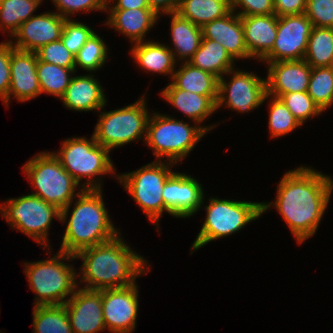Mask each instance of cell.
Returning <instances> with one entry per match:
<instances>
[{
  "label": "cell",
  "instance_id": "obj_37",
  "mask_svg": "<svg viewBox=\"0 0 333 333\" xmlns=\"http://www.w3.org/2000/svg\"><path fill=\"white\" fill-rule=\"evenodd\" d=\"M280 99L301 125L308 118L323 112L307 92L283 94Z\"/></svg>",
  "mask_w": 333,
  "mask_h": 333
},
{
  "label": "cell",
  "instance_id": "obj_20",
  "mask_svg": "<svg viewBox=\"0 0 333 333\" xmlns=\"http://www.w3.org/2000/svg\"><path fill=\"white\" fill-rule=\"evenodd\" d=\"M201 28L203 38L219 42L234 61L251 58L245 44L241 17L233 10Z\"/></svg>",
  "mask_w": 333,
  "mask_h": 333
},
{
  "label": "cell",
  "instance_id": "obj_31",
  "mask_svg": "<svg viewBox=\"0 0 333 333\" xmlns=\"http://www.w3.org/2000/svg\"><path fill=\"white\" fill-rule=\"evenodd\" d=\"M332 56L333 28L313 26L304 60L311 67H328Z\"/></svg>",
  "mask_w": 333,
  "mask_h": 333
},
{
  "label": "cell",
  "instance_id": "obj_15",
  "mask_svg": "<svg viewBox=\"0 0 333 333\" xmlns=\"http://www.w3.org/2000/svg\"><path fill=\"white\" fill-rule=\"evenodd\" d=\"M162 196L164 211L170 215L189 218L204 203L201 184L190 175L174 172L165 182Z\"/></svg>",
  "mask_w": 333,
  "mask_h": 333
},
{
  "label": "cell",
  "instance_id": "obj_38",
  "mask_svg": "<svg viewBox=\"0 0 333 333\" xmlns=\"http://www.w3.org/2000/svg\"><path fill=\"white\" fill-rule=\"evenodd\" d=\"M94 32L86 24L66 19L60 39L75 56Z\"/></svg>",
  "mask_w": 333,
  "mask_h": 333
},
{
  "label": "cell",
  "instance_id": "obj_10",
  "mask_svg": "<svg viewBox=\"0 0 333 333\" xmlns=\"http://www.w3.org/2000/svg\"><path fill=\"white\" fill-rule=\"evenodd\" d=\"M156 160L139 170L118 175V181L125 187L129 195L145 212L146 216L157 226L164 211L162 196L166 180L174 173L169 169L172 162L164 163ZM169 163V164H168Z\"/></svg>",
  "mask_w": 333,
  "mask_h": 333
},
{
  "label": "cell",
  "instance_id": "obj_7",
  "mask_svg": "<svg viewBox=\"0 0 333 333\" xmlns=\"http://www.w3.org/2000/svg\"><path fill=\"white\" fill-rule=\"evenodd\" d=\"M91 138H69L62 143L61 150L53 154L78 184L82 178H88L82 189H101L100 181H95L96 175L114 173L115 168L110 150L97 143L93 135Z\"/></svg>",
  "mask_w": 333,
  "mask_h": 333
},
{
  "label": "cell",
  "instance_id": "obj_32",
  "mask_svg": "<svg viewBox=\"0 0 333 333\" xmlns=\"http://www.w3.org/2000/svg\"><path fill=\"white\" fill-rule=\"evenodd\" d=\"M75 68H64L37 59V76L42 93H48L61 98L70 84Z\"/></svg>",
  "mask_w": 333,
  "mask_h": 333
},
{
  "label": "cell",
  "instance_id": "obj_13",
  "mask_svg": "<svg viewBox=\"0 0 333 333\" xmlns=\"http://www.w3.org/2000/svg\"><path fill=\"white\" fill-rule=\"evenodd\" d=\"M313 28L305 13L277 17V36L266 62L303 60Z\"/></svg>",
  "mask_w": 333,
  "mask_h": 333
},
{
  "label": "cell",
  "instance_id": "obj_34",
  "mask_svg": "<svg viewBox=\"0 0 333 333\" xmlns=\"http://www.w3.org/2000/svg\"><path fill=\"white\" fill-rule=\"evenodd\" d=\"M307 93L325 111L333 104V71L329 67H311Z\"/></svg>",
  "mask_w": 333,
  "mask_h": 333
},
{
  "label": "cell",
  "instance_id": "obj_47",
  "mask_svg": "<svg viewBox=\"0 0 333 333\" xmlns=\"http://www.w3.org/2000/svg\"><path fill=\"white\" fill-rule=\"evenodd\" d=\"M328 67L333 71V56Z\"/></svg>",
  "mask_w": 333,
  "mask_h": 333
},
{
  "label": "cell",
  "instance_id": "obj_42",
  "mask_svg": "<svg viewBox=\"0 0 333 333\" xmlns=\"http://www.w3.org/2000/svg\"><path fill=\"white\" fill-rule=\"evenodd\" d=\"M240 6L242 11L237 13L239 16L275 14L274 0H231V8L234 12Z\"/></svg>",
  "mask_w": 333,
  "mask_h": 333
},
{
  "label": "cell",
  "instance_id": "obj_28",
  "mask_svg": "<svg viewBox=\"0 0 333 333\" xmlns=\"http://www.w3.org/2000/svg\"><path fill=\"white\" fill-rule=\"evenodd\" d=\"M195 67L213 74L220 79L232 70L234 60L227 53L223 45L217 41L202 38L200 47L188 61Z\"/></svg>",
  "mask_w": 333,
  "mask_h": 333
},
{
  "label": "cell",
  "instance_id": "obj_44",
  "mask_svg": "<svg viewBox=\"0 0 333 333\" xmlns=\"http://www.w3.org/2000/svg\"><path fill=\"white\" fill-rule=\"evenodd\" d=\"M307 0H274L277 17L305 13Z\"/></svg>",
  "mask_w": 333,
  "mask_h": 333
},
{
  "label": "cell",
  "instance_id": "obj_30",
  "mask_svg": "<svg viewBox=\"0 0 333 333\" xmlns=\"http://www.w3.org/2000/svg\"><path fill=\"white\" fill-rule=\"evenodd\" d=\"M34 333H73L65 305H39L33 308Z\"/></svg>",
  "mask_w": 333,
  "mask_h": 333
},
{
  "label": "cell",
  "instance_id": "obj_24",
  "mask_svg": "<svg viewBox=\"0 0 333 333\" xmlns=\"http://www.w3.org/2000/svg\"><path fill=\"white\" fill-rule=\"evenodd\" d=\"M160 95L196 124L201 123L216 111V103L209 96L178 89L172 83L165 87Z\"/></svg>",
  "mask_w": 333,
  "mask_h": 333
},
{
  "label": "cell",
  "instance_id": "obj_33",
  "mask_svg": "<svg viewBox=\"0 0 333 333\" xmlns=\"http://www.w3.org/2000/svg\"><path fill=\"white\" fill-rule=\"evenodd\" d=\"M42 0H2L0 5V29L13 34L20 25L31 18Z\"/></svg>",
  "mask_w": 333,
  "mask_h": 333
},
{
  "label": "cell",
  "instance_id": "obj_19",
  "mask_svg": "<svg viewBox=\"0 0 333 333\" xmlns=\"http://www.w3.org/2000/svg\"><path fill=\"white\" fill-rule=\"evenodd\" d=\"M36 52L15 49L10 59V88L8 96L3 100L9 105L12 95L20 102L28 101L41 94L37 76Z\"/></svg>",
  "mask_w": 333,
  "mask_h": 333
},
{
  "label": "cell",
  "instance_id": "obj_22",
  "mask_svg": "<svg viewBox=\"0 0 333 333\" xmlns=\"http://www.w3.org/2000/svg\"><path fill=\"white\" fill-rule=\"evenodd\" d=\"M103 88L92 75L75 76L60 98L65 107L76 111L102 110L106 105Z\"/></svg>",
  "mask_w": 333,
  "mask_h": 333
},
{
  "label": "cell",
  "instance_id": "obj_41",
  "mask_svg": "<svg viewBox=\"0 0 333 333\" xmlns=\"http://www.w3.org/2000/svg\"><path fill=\"white\" fill-rule=\"evenodd\" d=\"M57 7L58 14L66 19H70V14L79 11L105 10L106 0H52Z\"/></svg>",
  "mask_w": 333,
  "mask_h": 333
},
{
  "label": "cell",
  "instance_id": "obj_35",
  "mask_svg": "<svg viewBox=\"0 0 333 333\" xmlns=\"http://www.w3.org/2000/svg\"><path fill=\"white\" fill-rule=\"evenodd\" d=\"M106 46L103 39L94 32L74 56L75 71L77 66L87 70V72L100 69L108 56Z\"/></svg>",
  "mask_w": 333,
  "mask_h": 333
},
{
  "label": "cell",
  "instance_id": "obj_5",
  "mask_svg": "<svg viewBox=\"0 0 333 333\" xmlns=\"http://www.w3.org/2000/svg\"><path fill=\"white\" fill-rule=\"evenodd\" d=\"M65 259H76L75 255L59 251L48 260L25 263V275L29 286L35 292V306L64 305L68 300L65 297L74 294L77 283V272L72 266L61 262Z\"/></svg>",
  "mask_w": 333,
  "mask_h": 333
},
{
  "label": "cell",
  "instance_id": "obj_29",
  "mask_svg": "<svg viewBox=\"0 0 333 333\" xmlns=\"http://www.w3.org/2000/svg\"><path fill=\"white\" fill-rule=\"evenodd\" d=\"M232 11L231 0H180L176 13L198 27Z\"/></svg>",
  "mask_w": 333,
  "mask_h": 333
},
{
  "label": "cell",
  "instance_id": "obj_9",
  "mask_svg": "<svg viewBox=\"0 0 333 333\" xmlns=\"http://www.w3.org/2000/svg\"><path fill=\"white\" fill-rule=\"evenodd\" d=\"M145 97L126 107L105 111L95 126L93 136L97 143L112 150L115 147L146 138V126L149 113Z\"/></svg>",
  "mask_w": 333,
  "mask_h": 333
},
{
  "label": "cell",
  "instance_id": "obj_12",
  "mask_svg": "<svg viewBox=\"0 0 333 333\" xmlns=\"http://www.w3.org/2000/svg\"><path fill=\"white\" fill-rule=\"evenodd\" d=\"M230 70L227 73L232 74L230 82L222 76L218 79V99L216 110L226 105L228 108L248 112L261 105L269 95L267 94L266 79L256 76V74Z\"/></svg>",
  "mask_w": 333,
  "mask_h": 333
},
{
  "label": "cell",
  "instance_id": "obj_3",
  "mask_svg": "<svg viewBox=\"0 0 333 333\" xmlns=\"http://www.w3.org/2000/svg\"><path fill=\"white\" fill-rule=\"evenodd\" d=\"M77 197L59 249L72 255L119 235L104 206L101 189H80Z\"/></svg>",
  "mask_w": 333,
  "mask_h": 333
},
{
  "label": "cell",
  "instance_id": "obj_43",
  "mask_svg": "<svg viewBox=\"0 0 333 333\" xmlns=\"http://www.w3.org/2000/svg\"><path fill=\"white\" fill-rule=\"evenodd\" d=\"M15 50L11 40L0 44V98L3 101L9 93L10 88V59Z\"/></svg>",
  "mask_w": 333,
  "mask_h": 333
},
{
  "label": "cell",
  "instance_id": "obj_36",
  "mask_svg": "<svg viewBox=\"0 0 333 333\" xmlns=\"http://www.w3.org/2000/svg\"><path fill=\"white\" fill-rule=\"evenodd\" d=\"M271 97L268 123L272 138L287 135L301 126L280 98Z\"/></svg>",
  "mask_w": 333,
  "mask_h": 333
},
{
  "label": "cell",
  "instance_id": "obj_17",
  "mask_svg": "<svg viewBox=\"0 0 333 333\" xmlns=\"http://www.w3.org/2000/svg\"><path fill=\"white\" fill-rule=\"evenodd\" d=\"M66 18L57 12L34 15L13 34L12 46L21 51L35 52L41 46L60 40Z\"/></svg>",
  "mask_w": 333,
  "mask_h": 333
},
{
  "label": "cell",
  "instance_id": "obj_21",
  "mask_svg": "<svg viewBox=\"0 0 333 333\" xmlns=\"http://www.w3.org/2000/svg\"><path fill=\"white\" fill-rule=\"evenodd\" d=\"M249 56L262 59L272 50L277 36V16H240Z\"/></svg>",
  "mask_w": 333,
  "mask_h": 333
},
{
  "label": "cell",
  "instance_id": "obj_45",
  "mask_svg": "<svg viewBox=\"0 0 333 333\" xmlns=\"http://www.w3.org/2000/svg\"><path fill=\"white\" fill-rule=\"evenodd\" d=\"M150 8H152L158 15L176 12L180 0H147ZM162 11V12H161Z\"/></svg>",
  "mask_w": 333,
  "mask_h": 333
},
{
  "label": "cell",
  "instance_id": "obj_46",
  "mask_svg": "<svg viewBox=\"0 0 333 333\" xmlns=\"http://www.w3.org/2000/svg\"><path fill=\"white\" fill-rule=\"evenodd\" d=\"M115 0H106V8L109 9H141V8H150V5L147 0H118L113 6H109V3Z\"/></svg>",
  "mask_w": 333,
  "mask_h": 333
},
{
  "label": "cell",
  "instance_id": "obj_18",
  "mask_svg": "<svg viewBox=\"0 0 333 333\" xmlns=\"http://www.w3.org/2000/svg\"><path fill=\"white\" fill-rule=\"evenodd\" d=\"M268 63L266 78L267 94L280 98L283 94L307 92L311 66L303 60H288Z\"/></svg>",
  "mask_w": 333,
  "mask_h": 333
},
{
  "label": "cell",
  "instance_id": "obj_16",
  "mask_svg": "<svg viewBox=\"0 0 333 333\" xmlns=\"http://www.w3.org/2000/svg\"><path fill=\"white\" fill-rule=\"evenodd\" d=\"M73 333H98L106 329L102 290L80 288L64 304Z\"/></svg>",
  "mask_w": 333,
  "mask_h": 333
},
{
  "label": "cell",
  "instance_id": "obj_6",
  "mask_svg": "<svg viewBox=\"0 0 333 333\" xmlns=\"http://www.w3.org/2000/svg\"><path fill=\"white\" fill-rule=\"evenodd\" d=\"M212 128L193 127L167 115L153 113L147 121L145 141L158 159L166 157L167 161L177 164Z\"/></svg>",
  "mask_w": 333,
  "mask_h": 333
},
{
  "label": "cell",
  "instance_id": "obj_2",
  "mask_svg": "<svg viewBox=\"0 0 333 333\" xmlns=\"http://www.w3.org/2000/svg\"><path fill=\"white\" fill-rule=\"evenodd\" d=\"M120 235L75 255L83 260L80 282L88 283L83 288L102 290L128 287L135 284L136 277L147 270V261L133 252Z\"/></svg>",
  "mask_w": 333,
  "mask_h": 333
},
{
  "label": "cell",
  "instance_id": "obj_11",
  "mask_svg": "<svg viewBox=\"0 0 333 333\" xmlns=\"http://www.w3.org/2000/svg\"><path fill=\"white\" fill-rule=\"evenodd\" d=\"M14 229L49 247L48 230L54 217L61 218V210L34 194L11 198L0 207V213ZM47 243V244H46Z\"/></svg>",
  "mask_w": 333,
  "mask_h": 333
},
{
  "label": "cell",
  "instance_id": "obj_25",
  "mask_svg": "<svg viewBox=\"0 0 333 333\" xmlns=\"http://www.w3.org/2000/svg\"><path fill=\"white\" fill-rule=\"evenodd\" d=\"M130 53L141 68L173 76L176 61L170 47L165 44L154 41L134 43Z\"/></svg>",
  "mask_w": 333,
  "mask_h": 333
},
{
  "label": "cell",
  "instance_id": "obj_23",
  "mask_svg": "<svg viewBox=\"0 0 333 333\" xmlns=\"http://www.w3.org/2000/svg\"><path fill=\"white\" fill-rule=\"evenodd\" d=\"M109 10L107 25L113 27L132 41L138 43L145 41V35L153 28L159 15L152 8L141 9H105Z\"/></svg>",
  "mask_w": 333,
  "mask_h": 333
},
{
  "label": "cell",
  "instance_id": "obj_14",
  "mask_svg": "<svg viewBox=\"0 0 333 333\" xmlns=\"http://www.w3.org/2000/svg\"><path fill=\"white\" fill-rule=\"evenodd\" d=\"M138 288L133 284L123 288L102 289L103 318L112 333H132L138 316Z\"/></svg>",
  "mask_w": 333,
  "mask_h": 333
},
{
  "label": "cell",
  "instance_id": "obj_26",
  "mask_svg": "<svg viewBox=\"0 0 333 333\" xmlns=\"http://www.w3.org/2000/svg\"><path fill=\"white\" fill-rule=\"evenodd\" d=\"M171 79V83L176 88L209 96L217 103L218 78L213 74L195 67L186 61L181 63V67L174 71Z\"/></svg>",
  "mask_w": 333,
  "mask_h": 333
},
{
  "label": "cell",
  "instance_id": "obj_27",
  "mask_svg": "<svg viewBox=\"0 0 333 333\" xmlns=\"http://www.w3.org/2000/svg\"><path fill=\"white\" fill-rule=\"evenodd\" d=\"M166 15H171L172 18L171 40L175 49L170 48V50L173 53L174 59L176 62V58L180 60L185 59L184 61L188 62L200 47L203 38L202 28L196 26L188 19L181 17L176 12L166 13Z\"/></svg>",
  "mask_w": 333,
  "mask_h": 333
},
{
  "label": "cell",
  "instance_id": "obj_1",
  "mask_svg": "<svg viewBox=\"0 0 333 333\" xmlns=\"http://www.w3.org/2000/svg\"><path fill=\"white\" fill-rule=\"evenodd\" d=\"M273 204L262 203V214L275 206L298 244L315 234L333 190V180L309 167L284 174Z\"/></svg>",
  "mask_w": 333,
  "mask_h": 333
},
{
  "label": "cell",
  "instance_id": "obj_40",
  "mask_svg": "<svg viewBox=\"0 0 333 333\" xmlns=\"http://www.w3.org/2000/svg\"><path fill=\"white\" fill-rule=\"evenodd\" d=\"M305 15L314 27L333 28V0H307Z\"/></svg>",
  "mask_w": 333,
  "mask_h": 333
},
{
  "label": "cell",
  "instance_id": "obj_4",
  "mask_svg": "<svg viewBox=\"0 0 333 333\" xmlns=\"http://www.w3.org/2000/svg\"><path fill=\"white\" fill-rule=\"evenodd\" d=\"M23 170L32 187L37 189L35 193L31 191L32 194L58 207L61 210L60 221L65 223L72 200L79 194H74L79 184L52 152H41L34 156L23 166Z\"/></svg>",
  "mask_w": 333,
  "mask_h": 333
},
{
  "label": "cell",
  "instance_id": "obj_39",
  "mask_svg": "<svg viewBox=\"0 0 333 333\" xmlns=\"http://www.w3.org/2000/svg\"><path fill=\"white\" fill-rule=\"evenodd\" d=\"M36 52L39 61L55 64L64 68H75L74 55L60 40L41 46Z\"/></svg>",
  "mask_w": 333,
  "mask_h": 333
},
{
  "label": "cell",
  "instance_id": "obj_8",
  "mask_svg": "<svg viewBox=\"0 0 333 333\" xmlns=\"http://www.w3.org/2000/svg\"><path fill=\"white\" fill-rule=\"evenodd\" d=\"M206 206V219L192 244V250L212 240L226 237L239 230L262 214V202L230 201L226 199L210 198Z\"/></svg>",
  "mask_w": 333,
  "mask_h": 333
}]
</instances>
